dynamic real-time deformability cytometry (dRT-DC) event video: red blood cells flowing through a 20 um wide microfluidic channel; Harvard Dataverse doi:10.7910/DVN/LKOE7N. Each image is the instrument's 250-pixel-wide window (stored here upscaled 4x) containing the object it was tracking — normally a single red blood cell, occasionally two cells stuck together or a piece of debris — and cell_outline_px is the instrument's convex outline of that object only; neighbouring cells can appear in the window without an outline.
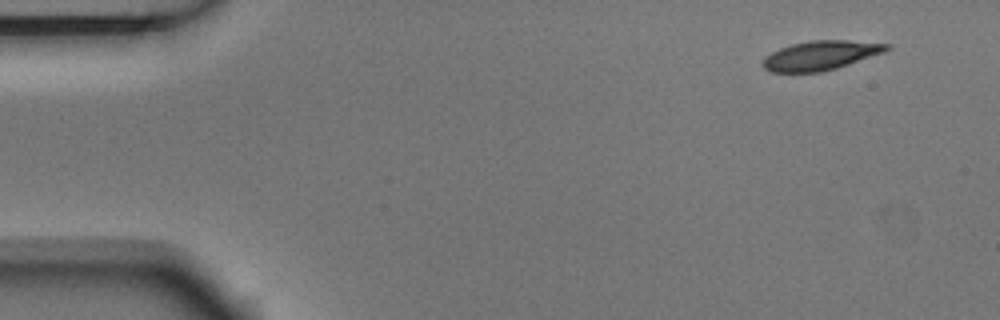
{"species": "Egyptian fruit bat (a non-hibernating species)", "species_latin": "Rousettus aegyptiacus", "temperature_condition": "room temperature", "stored_images_in_passage": 5, "camera_frame_rate_fps": 3000, "um_per_image_px": 0.085, "animal": {"sex": "male"}, "frame": {"image": 1, "passage_image": 1, "time_ms": 0.0, "image_size_px": [1000, 320], "cell_outline_px": [[892, 48], [888, 52], [836, 68], [820, 72], [772, 72], [764, 68], [764, 60], [772, 52], [780, 48], [792, 44], [812, 40], [848, 40], [892, 44]], "centroid_in_image_um": [69.87, 4.7], "position_along_channel_um": 15.1, "area_um2": 21.15}}
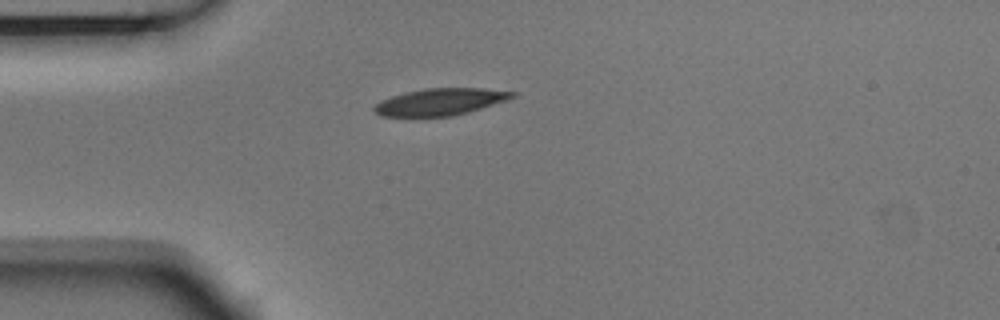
{"frame": {"image": 2, "passage_image": 4, "time_ms": 1.0, "image_size_px": [1000, 320], "cell_outline_px": [[516, 96], [468, 112], [452, 116], [380, 116], [372, 108], [380, 100], [392, 96], [424, 88], [480, 88], [516, 92]], "centroid_in_image_um": [37.38, 8.65], "position_along_channel_um": 47.6, "area_um2": 21.27}}